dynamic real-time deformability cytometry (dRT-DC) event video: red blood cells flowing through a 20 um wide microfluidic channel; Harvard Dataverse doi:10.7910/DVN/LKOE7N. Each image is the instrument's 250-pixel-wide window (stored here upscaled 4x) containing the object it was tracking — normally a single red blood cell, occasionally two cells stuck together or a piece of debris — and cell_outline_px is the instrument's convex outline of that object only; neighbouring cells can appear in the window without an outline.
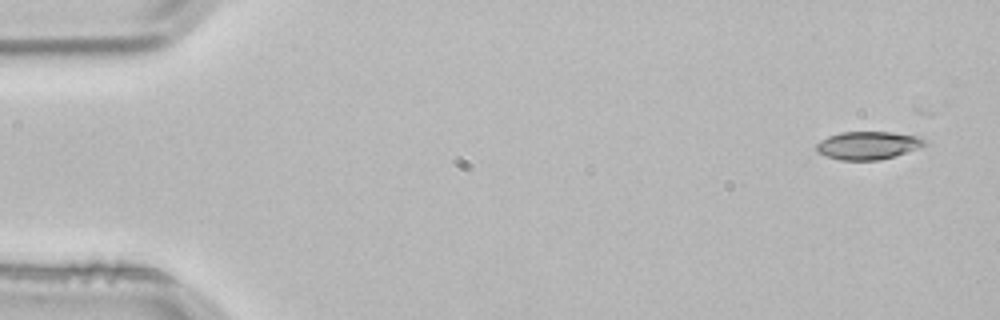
{"species": "common noctule bat (a hibernating species)", "species_latin": "Nyctalus noctula", "temperature_condition": "room temperature", "stored_images_in_passage": 3, "camera_frame_rate_fps": 3000, "um_per_image_px": 0.085, "animal": {"sex": "male", "body_mass_g": 21.5, "forearm_length_mm": 52.0}, "frame": {"image": 1, "passage_image": 1, "time_ms": 0.0, "image_size_px": [1000, 320], "cell_outline_px": [[928, 144], [920, 148], [896, 156], [880, 160], [840, 160], [816, 152], [816, 144], [820, 140], [828, 136], [840, 132], [888, 132], [920, 136]], "centroid_in_image_um": [73.79, 12.36], "position_along_channel_um": 11.2, "area_um2": 17.8}}